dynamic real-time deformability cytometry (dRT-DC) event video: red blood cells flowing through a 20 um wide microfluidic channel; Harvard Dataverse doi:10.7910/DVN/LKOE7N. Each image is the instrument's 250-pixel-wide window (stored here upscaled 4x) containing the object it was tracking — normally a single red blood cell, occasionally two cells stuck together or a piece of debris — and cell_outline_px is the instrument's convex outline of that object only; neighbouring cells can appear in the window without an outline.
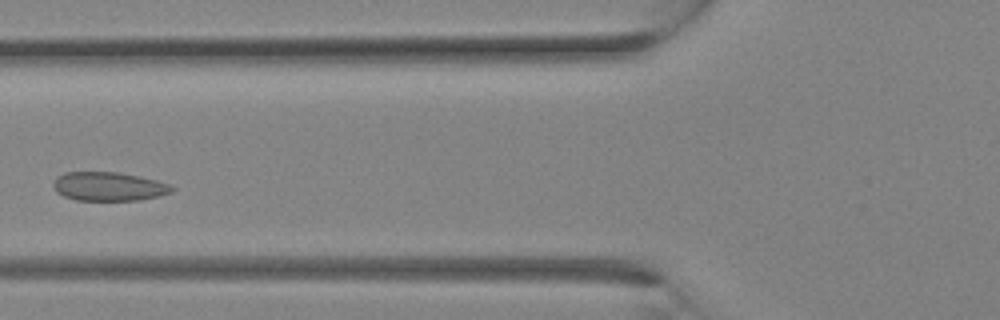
{"species": "Egyptian fruit bat (a non-hibernating species)", "species_latin": "Rousettus aegyptiacus", "temperature_condition": "room temperature", "stored_images_in_passage": 26, "camera_frame_rate_fps": 3000, "um_per_image_px": 0.085, "animal": {"sex": "female"}, "frame": {"image": 1, "passage_image": 7, "time_ms": 2.0, "image_size_px": [1000, 320], "cell_outline_px": [[176, 188], [172, 192], [160, 196], [140, 200], [76, 200], [64, 196], [56, 192], [52, 188], [52, 184], [56, 176], [64, 172], [116, 172], [156, 180], [172, 184]], "centroid_in_image_um": [9.24, 15.85], "position_along_channel_um": 116.6, "area_um2": 20.11}}
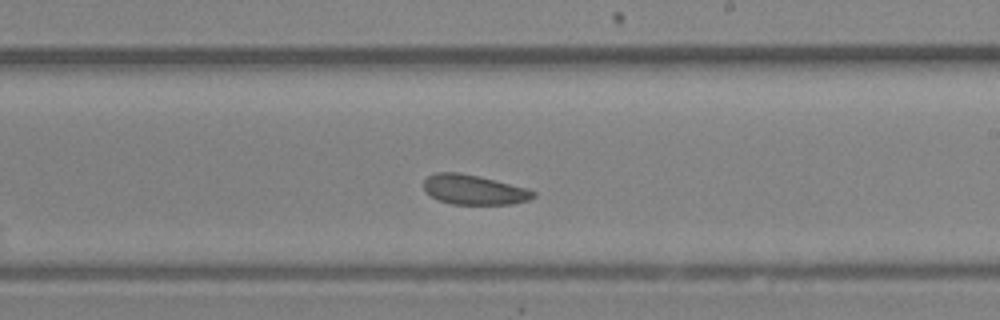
{"frame": {"image": 2, "passage_image": 13, "time_ms": 4.0, "image_size_px": [1000, 320], "cell_outline_px": [[536, 196], [528, 200], [512, 204], [452, 204], [440, 200], [432, 196], [424, 188], [424, 180], [428, 176], [436, 172], [460, 172], [480, 176], [528, 188], [536, 192]], "centroid_in_image_um": [40.32, 16.11], "position_along_channel_um": 248.7, "area_um2": 19.02}}
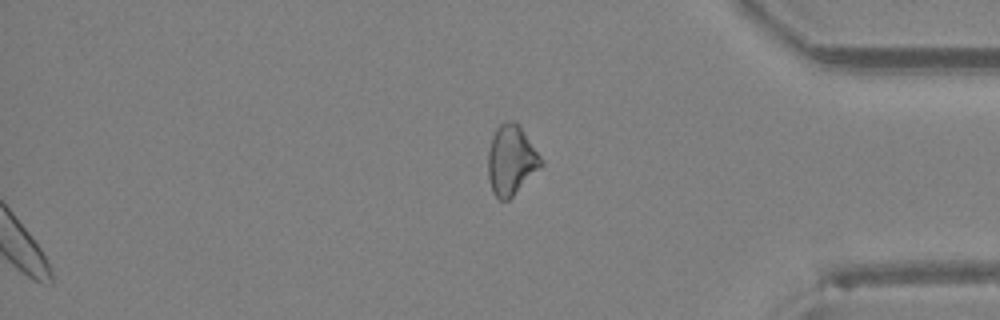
{"frame": {"image": 3, "passage_image": 26, "time_ms": 8.333, "image_size_px": [1000, 320], "cell_outline_px": [[544, 164], [508, 200], [500, 200], [492, 192], [488, 176], [488, 152], [492, 136], [496, 128], [504, 120], [516, 120], [520, 124], [544, 160]], "centroid_in_image_um": [43.46, 13.56], "position_along_channel_um": 391.7, "area_um2": 21.85}}